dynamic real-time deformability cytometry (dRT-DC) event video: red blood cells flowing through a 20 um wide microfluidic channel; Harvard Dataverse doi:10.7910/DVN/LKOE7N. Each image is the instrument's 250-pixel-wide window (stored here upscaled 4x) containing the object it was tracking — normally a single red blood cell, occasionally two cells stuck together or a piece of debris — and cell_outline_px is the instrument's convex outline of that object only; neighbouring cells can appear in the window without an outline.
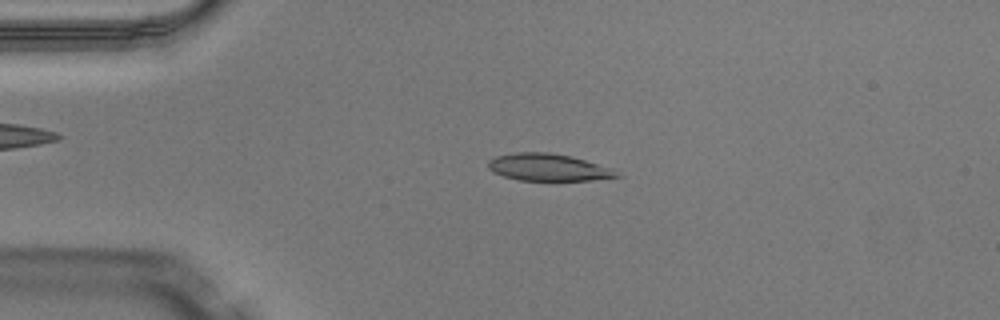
{"species": "Egyptian fruit bat (a non-hibernating species)", "species_latin": "Rousettus aegyptiacus", "temperature_condition": "warm", "stored_images_in_passage": 48, "camera_frame_rate_fps": 3000, "um_per_image_px": 0.085, "animal": {"sex": "male"}, "frame": {"image": 1, "passage_image": 10, "time_ms": 3.0, "image_size_px": [1000, 320], "cell_outline_px": [[624, 176], [592, 180], [520, 180], [504, 176], [492, 172], [488, 168], [488, 160], [496, 156], [516, 152], [548, 152], [572, 156], [612, 168]], "centroid_in_image_um": [46.61, 14.22], "position_along_channel_um": 38.4, "area_um2": 20.4}}
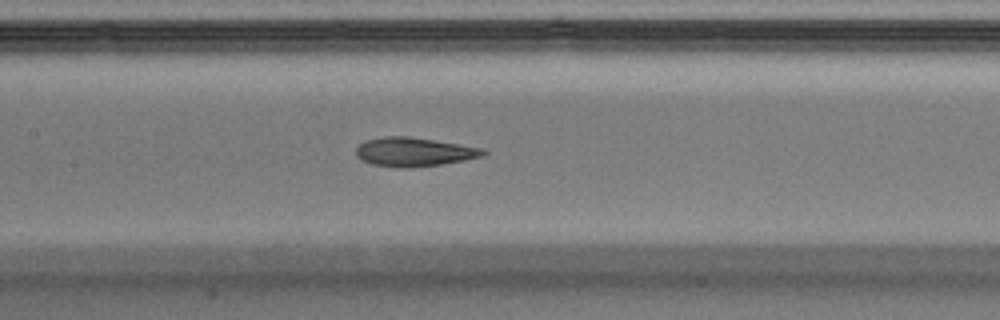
{"frame": {"image": 2, "passage_image": 22, "time_ms": 7.0, "image_size_px": [1000, 320], "cell_outline_px": [[488, 152], [480, 156], [464, 160], [440, 164], [408, 168], [396, 168], [372, 164], [360, 160], [356, 156], [356, 148], [364, 140], [384, 136], [408, 136], [484, 148]], "centroid_in_image_um": [35.14, 12.91], "position_along_channel_um": 172.3, "area_um2": 21.44}}
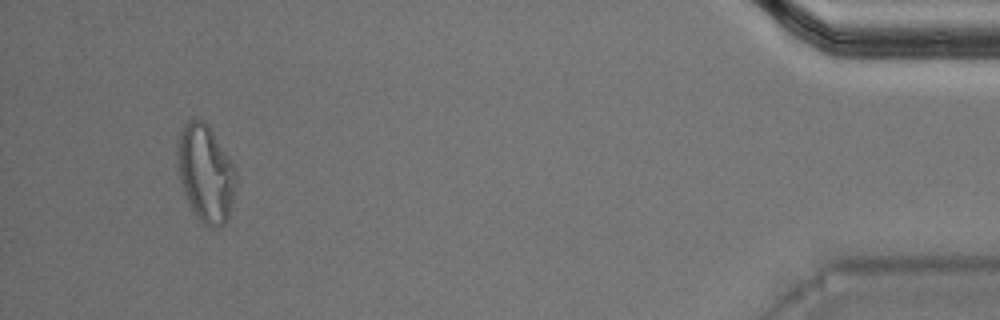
{"frame": {"image": 3, "passage_image": 45, "time_ms": 14.667, "image_size_px": [1000, 320], "cell_outline_px": [[236, 188], [228, 220], [224, 224], [216, 228], [212, 228], [204, 224], [192, 212], [184, 192], [176, 160], [176, 152], [180, 132], [184, 124], [188, 120], [204, 120], [208, 124], [236, 168]], "centroid_in_image_um": [17.49, 14.75], "position_along_channel_um": 417.7, "area_um2": 33.41}, "authors_computed_cell_mechanics": {"area_um2": 21.2704, "velocity_mm_per_s": 4.1261, "shape_relaxation_time_tau1_ms": 6.4793, "shape_relaxation_time_tau2_ms": 1.9223, "deformation_change_tau1": 0.2374, "deformation_change_tau2": 0.1123}}